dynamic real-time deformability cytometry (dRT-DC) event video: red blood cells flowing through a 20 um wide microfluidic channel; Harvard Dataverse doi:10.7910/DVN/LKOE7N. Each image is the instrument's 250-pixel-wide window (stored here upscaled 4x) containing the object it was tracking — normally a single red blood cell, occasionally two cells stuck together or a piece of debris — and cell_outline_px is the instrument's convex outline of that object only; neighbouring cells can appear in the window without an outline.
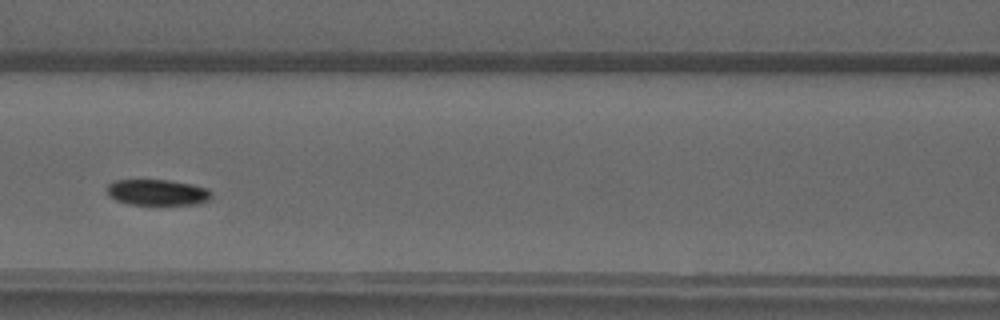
{"species": "common noctule bat (a hibernating species)", "species_latin": "Nyctalus noctula", "temperature_condition": "warm", "stored_images_in_passage": 36, "camera_frame_rate_fps": 3000, "um_per_image_px": 0.085, "animal": {"sex": "male", "forearm_length_mm": 52.5}, "frame": {"image": 1, "passage_image": 16, "time_ms": 5.0, "image_size_px": [1000, 320], "cell_outline_px": [[212, 196], [208, 200], [196, 204], [128, 204], [116, 200], [108, 196], [108, 184], [116, 180], [168, 180], [208, 188], [212, 192]], "centroid_in_image_um": [13.37, 16.35], "position_along_channel_um": 153.2, "area_um2": 15.61}}
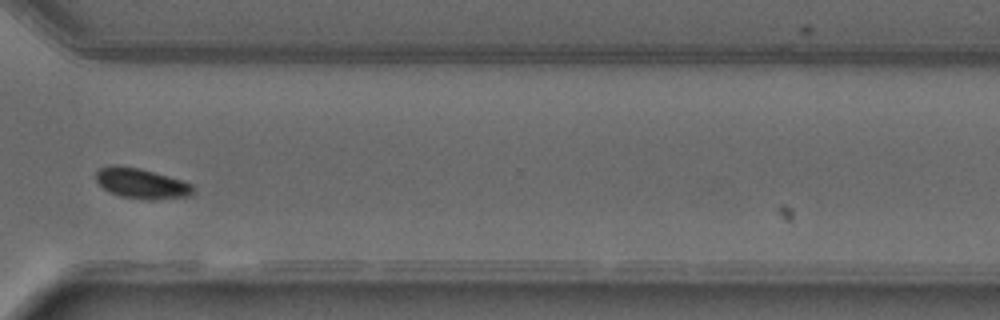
{"frame": {"image": 2, "passage_image": 31, "time_ms": 10.0, "image_size_px": [1000, 320], "cell_outline_px": [[192, 196], [152, 200], [120, 196], [108, 192], [96, 180], [96, 172], [100, 168], [112, 164], [116, 164], [140, 168], [168, 176], [192, 184]], "centroid_in_image_um": [11.99, 15.58], "position_along_channel_um": 358.6, "area_um2": 17.11}}